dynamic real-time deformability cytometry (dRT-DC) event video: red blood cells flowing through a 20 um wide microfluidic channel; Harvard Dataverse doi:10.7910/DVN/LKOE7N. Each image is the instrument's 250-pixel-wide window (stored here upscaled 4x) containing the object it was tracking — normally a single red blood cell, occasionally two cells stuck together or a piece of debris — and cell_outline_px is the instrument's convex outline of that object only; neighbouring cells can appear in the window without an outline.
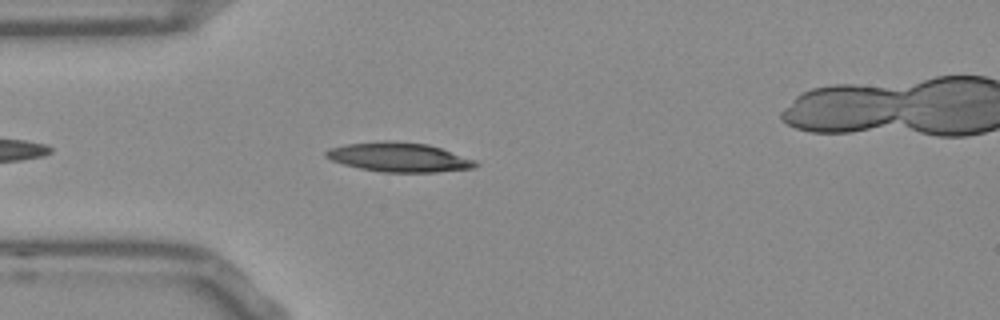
{"species": "Egyptian fruit bat (a non-hibernating species)", "species_latin": "Rousettus aegyptiacus", "temperature_condition": "room temperature", "stored_images_in_passage": 22, "camera_frame_rate_fps": 3000, "um_per_image_px": 0.085, "frame": {"image": 1, "passage_image": 5, "time_ms": 1.333, "image_size_px": [1000, 320], "cell_outline_px": [[480, 164], [472, 168], [436, 172], [384, 172], [360, 168], [344, 164], [332, 160], [324, 156], [324, 152], [328, 148], [344, 144], [384, 140], [388, 140], [428, 144], [476, 160]], "centroid_in_image_um": [33.89, 13.35], "position_along_channel_um": 51.1, "area_um2": 25.55}}
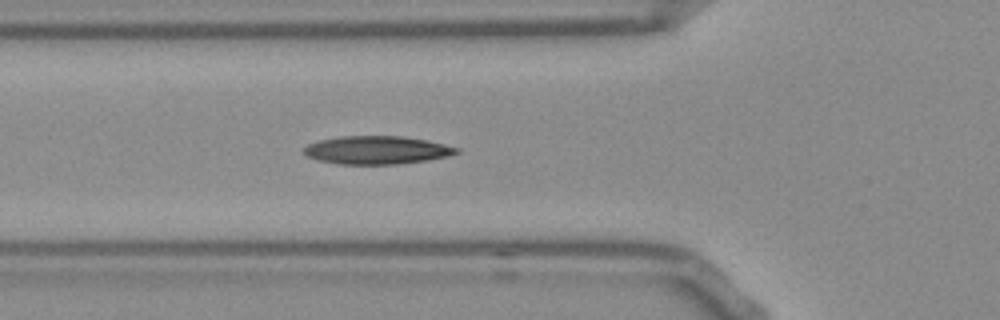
{"frame": {"image": 2, "passage_image": 9, "time_ms": 2.667, "image_size_px": [1000, 320], "cell_outline_px": [[460, 152], [448, 156], [428, 160], [396, 164], [340, 164], [316, 160], [308, 156], [304, 152], [304, 148], [308, 144], [320, 140], [340, 136], [400, 136], [424, 140], [444, 144], [460, 148]], "centroid_in_image_um": [32.03, 12.76], "position_along_channel_um": 93.8, "area_um2": 24.91}}
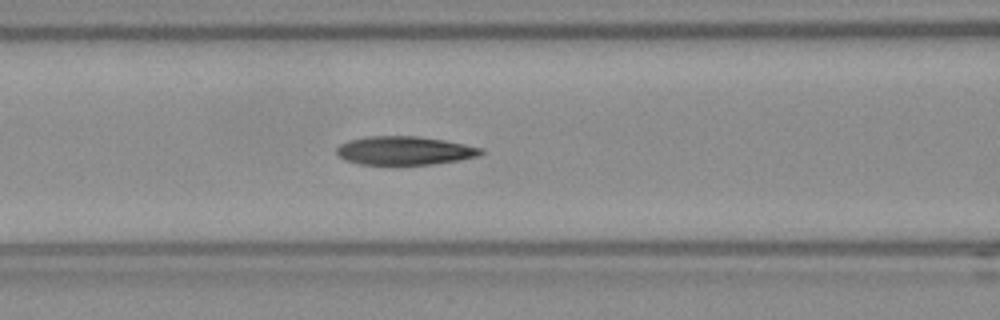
{"frame": {"image": 3, "passage_image": 12, "time_ms": 3.667, "image_size_px": [1000, 320], "cell_outline_px": [[484, 152], [480, 156], [460, 160], [432, 164], [360, 164], [344, 160], [336, 152], [336, 148], [340, 144], [348, 140], [368, 136], [416, 136], [444, 140], [484, 148]], "centroid_in_image_um": [34.4, 12.8], "position_along_channel_um": 132.2, "area_um2": 24.04}}